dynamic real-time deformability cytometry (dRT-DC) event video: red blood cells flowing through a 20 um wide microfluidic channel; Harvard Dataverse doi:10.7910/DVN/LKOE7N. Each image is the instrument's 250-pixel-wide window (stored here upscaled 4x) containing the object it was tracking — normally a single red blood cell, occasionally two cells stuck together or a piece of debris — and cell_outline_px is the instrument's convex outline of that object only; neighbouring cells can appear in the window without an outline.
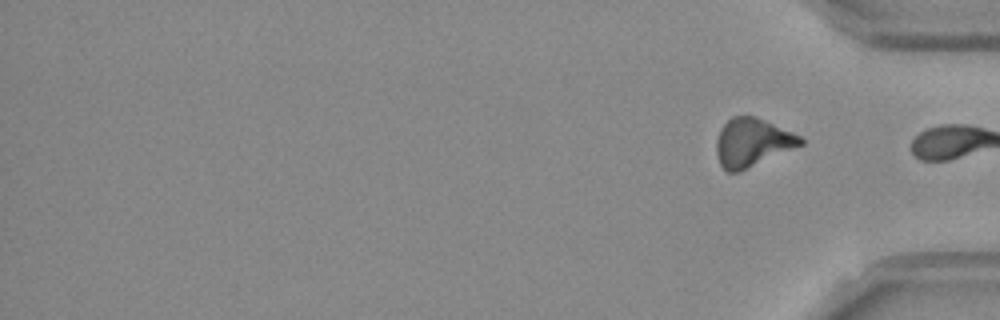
{"species": "Egyptian fruit bat (a non-hibernating species)", "species_latin": "Rousettus aegyptiacus", "temperature_condition": "room temperature", "stored_images_in_passage": 48, "segment_of_instrument_passage": [2, 2], "camera_frame_rate_fps": 3000, "um_per_image_px": 0.085, "frame": {"image": 1, "passage_image": 48, "time_ms": 15.667, "image_size_px": [1000, 320], "cell_outline_px": [[804, 144], [740, 172], [728, 172], [720, 164], [716, 152], [716, 140], [720, 128], [732, 116], [756, 116], [792, 132], [800, 136], [804, 140]], "centroid_in_image_um": [63.93, 12.11], "position_along_channel_um": 371.3, "area_um2": 23.7}}